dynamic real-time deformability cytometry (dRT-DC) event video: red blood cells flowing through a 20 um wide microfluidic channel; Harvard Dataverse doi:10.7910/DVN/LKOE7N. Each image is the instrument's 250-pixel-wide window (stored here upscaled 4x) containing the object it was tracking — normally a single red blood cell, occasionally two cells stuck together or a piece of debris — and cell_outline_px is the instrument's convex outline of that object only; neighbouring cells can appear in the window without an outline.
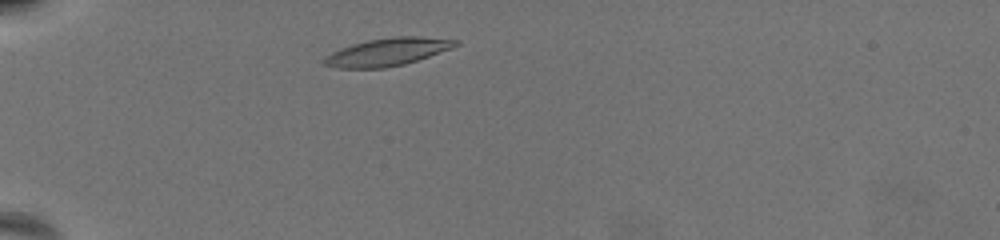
{"species": "common noctule bat (a hibernating species)", "species_latin": "Nyctalus noctula", "temperature_condition": "warm", "stored_images_in_passage": 38, "camera_frame_rate_fps": 3000, "um_per_image_px": 0.085, "animal": {"sex": "female", "body_mass_g": 19.5, "forearm_length_mm": 54.1}, "frame": {"image": 1, "passage_image": 4, "time_ms": 1.0, "image_size_px": [1000, 240], "cell_outline_px": [[460, 44], [452, 48], [404, 64], [384, 68], [336, 68], [324, 64], [324, 56], [340, 48], [352, 44], [368, 40], [392, 36], [420, 36], [460, 40]], "centroid_in_image_um": [32.94, 4.4], "position_along_channel_um": 52.1, "area_um2": 21.21}}
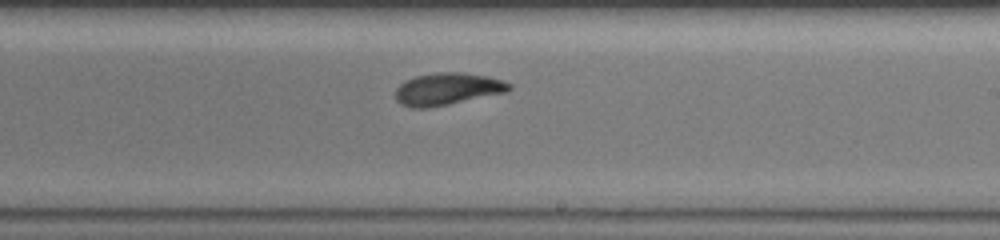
{"frame": {"image": 2, "passage_image": 23, "time_ms": 7.333, "image_size_px": [1000, 240], "cell_outline_px": [[512, 88], [508, 92], [448, 104], [424, 108], [412, 108], [400, 104], [396, 100], [396, 88], [404, 80], [416, 76], [436, 72], [464, 72], [488, 76], [504, 80], [512, 84]], "centroid_in_image_um": [38.05, 7.55], "position_along_channel_um": 250.9, "area_um2": 21.5}}
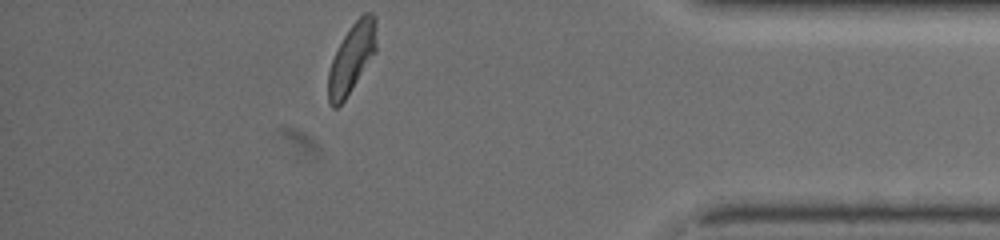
{"frame": {"image": 3, "passage_image": 38, "time_ms": 12.333, "image_size_px": [1000, 240], "cell_outline_px": [[376, 52], [344, 100], [336, 108], [332, 108], [328, 100], [328, 72], [332, 60], [344, 36], [352, 24], [364, 12], [372, 12], [376, 16]], "centroid_in_image_um": [29.91, 4.92], "position_along_channel_um": 405.3, "area_um2": 19.25}, "authors_computed_cell_mechanics": {"area_um2": 20.6924, "velocity_mm_per_s": 3.6383, "shape_relaxation_time_tau1_ms": 3.0368, "shape_relaxation_time_tau2_ms": 2.4306, "deformation_change_tau1": 0.1608, "deformation_change_tau2": 0.0912}}